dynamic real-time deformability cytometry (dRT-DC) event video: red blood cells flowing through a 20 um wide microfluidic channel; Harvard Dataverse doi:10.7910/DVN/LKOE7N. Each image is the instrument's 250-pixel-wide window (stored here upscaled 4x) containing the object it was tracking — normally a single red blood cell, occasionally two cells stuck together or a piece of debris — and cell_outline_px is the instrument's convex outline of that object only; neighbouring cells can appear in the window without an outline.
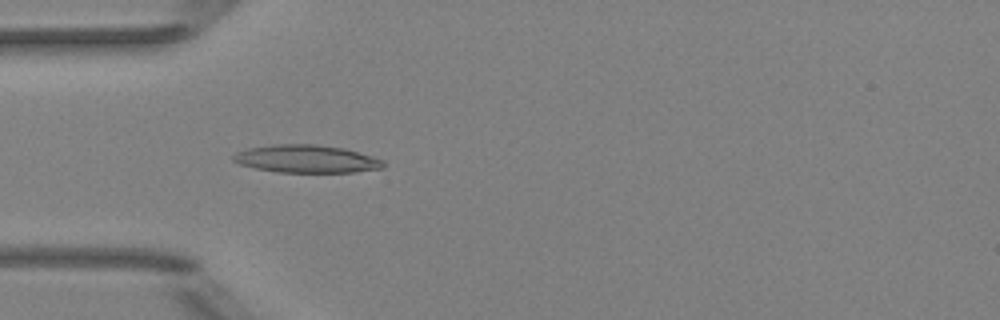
{"species": "Egyptian fruit bat (a non-hibernating species)", "species_latin": "Rousettus aegyptiacus", "temperature_condition": "room temperature", "stored_images_in_passage": 3, "camera_frame_rate_fps": 3000, "um_per_image_px": 0.085, "animal": {"sex": "female"}, "frame": {"image": 1, "passage_image": 3, "time_ms": 2.333, "image_size_px": [1000, 320], "cell_outline_px": [[384, 168], [356, 172], [276, 172], [256, 168], [240, 164], [232, 160], [232, 156], [236, 152], [248, 148], [272, 144], [316, 144], [344, 148], [384, 160]], "centroid_in_image_um": [26.04, 13.5], "position_along_channel_um": 59.0, "area_um2": 24.33}}